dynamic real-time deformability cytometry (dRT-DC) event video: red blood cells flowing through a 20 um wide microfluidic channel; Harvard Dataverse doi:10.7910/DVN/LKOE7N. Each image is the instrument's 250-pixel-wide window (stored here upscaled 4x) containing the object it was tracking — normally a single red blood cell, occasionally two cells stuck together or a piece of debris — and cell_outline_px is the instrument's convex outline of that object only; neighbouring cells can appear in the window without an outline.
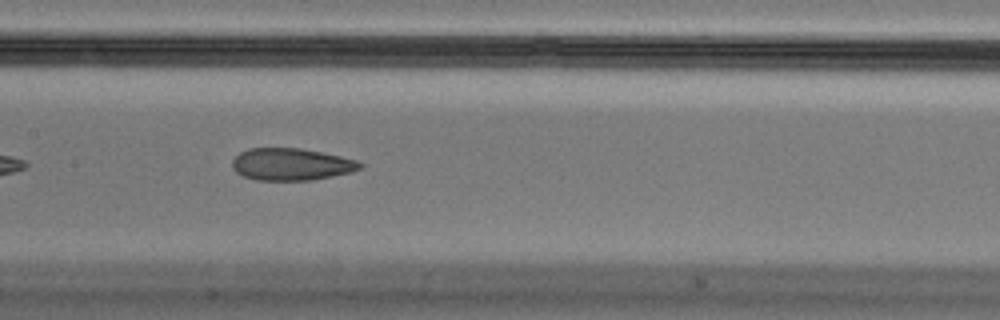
{"species": "Egyptian fruit bat (a non-hibernating species)", "species_latin": "Rousettus aegyptiacus", "temperature_condition": "cold", "stored_images_in_passage": 38, "camera_frame_rate_fps": 3000, "um_per_image_px": 0.085, "animal": {"sex": "male"}, "frame": {"image": 1, "passage_image": 12, "time_ms": 3.667, "image_size_px": [1000, 320], "cell_outline_px": [[364, 164], [360, 168], [352, 172], [312, 180], [256, 180], [244, 176], [236, 172], [232, 168], [232, 160], [240, 152], [248, 148], [300, 148], [340, 156], [356, 160]], "centroid_in_image_um": [24.74, 13.96], "position_along_channel_um": 182.7, "area_um2": 23.87}, "authors_computed_cell_mechanics": {"area_um2": 25.2008, "velocity_mm_per_s": 3.694, "shape_relaxation_time_tau1_ms": null, "shape_relaxation_time_tau2_ms": 2.8425, "deformation_change_tau1": null, "deformation_change_tau2": 0.1065}}